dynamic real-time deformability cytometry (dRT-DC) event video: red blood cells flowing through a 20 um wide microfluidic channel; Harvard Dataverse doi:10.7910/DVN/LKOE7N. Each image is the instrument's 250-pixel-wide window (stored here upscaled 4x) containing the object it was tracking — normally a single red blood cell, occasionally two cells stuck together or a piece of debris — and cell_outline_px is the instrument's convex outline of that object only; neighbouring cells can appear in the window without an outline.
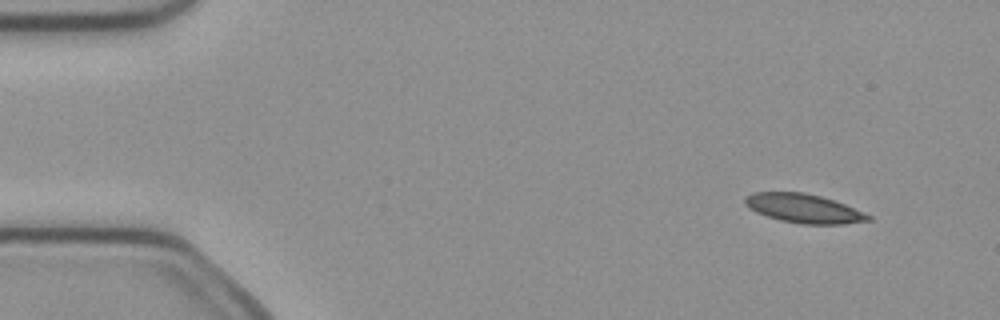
{"species": "common noctule bat (a hibernating species)", "species_latin": "Nyctalus noctula", "temperature_condition": "cold", "stored_images_in_passage": 3, "camera_frame_rate_fps": 3000, "um_per_image_px": 0.085, "animal": {"sex": "female", "body_mass_g": 21.9}, "frame": {"image": 1, "passage_image": 1, "time_ms": 0.0, "image_size_px": [1000, 320], "cell_outline_px": [[872, 220], [844, 224], [800, 224], [780, 220], [756, 212], [748, 208], [744, 204], [744, 196], [752, 192], [804, 192], [820, 196], [844, 204], [872, 216]], "centroid_in_image_um": [68.28, 17.71], "position_along_channel_um": 16.7, "area_um2": 20.81}}